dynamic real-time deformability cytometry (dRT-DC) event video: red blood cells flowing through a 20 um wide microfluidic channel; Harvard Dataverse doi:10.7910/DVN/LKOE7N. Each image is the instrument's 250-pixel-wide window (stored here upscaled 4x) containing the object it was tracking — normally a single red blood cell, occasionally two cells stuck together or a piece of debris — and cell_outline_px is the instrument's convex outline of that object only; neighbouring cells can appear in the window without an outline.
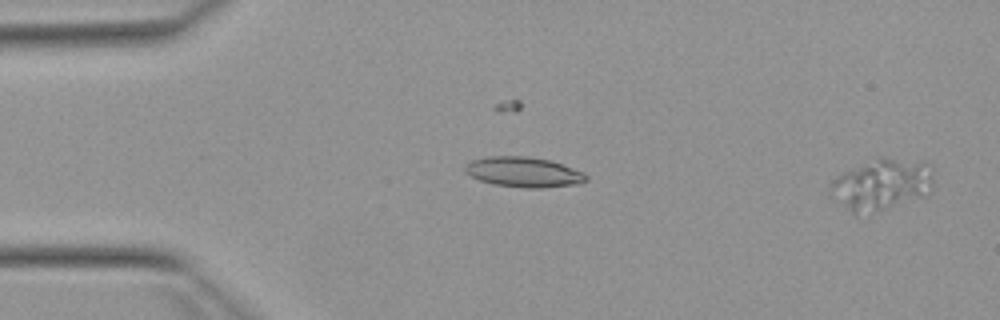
{"species": "Egyptian fruit bat (a non-hibernating species)", "species_latin": "Rousettus aegyptiacus", "temperature_condition": "warm", "stored_images_in_passage": 51, "segment_of_instrument_passage": [1, 2], "camera_frame_rate_fps": 3000, "um_per_image_px": 0.085, "animal": {"sex": "female"}, "frame": {"image": 1, "passage_image": 1, "time_ms": 0.0, "image_size_px": [1000, 320], "cell_outline_px": [[932, 192], [924, 196], [856, 216], [852, 212], [832, 188], [832, 184], [844, 172], [880, 156], [924, 160], [932, 164]], "centroid_in_image_um": [75.12, 15.6], "position_along_channel_um": 9.9, "area_um2": 29.82}}
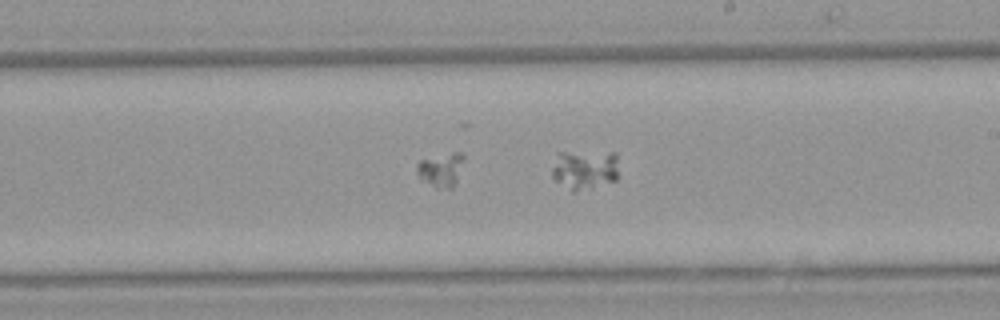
{"frame": {"image": 2, "passage_image": 30, "time_ms": 9.667, "image_size_px": [1000, 320], "cell_outline_px": [[616, 180], [576, 192], [572, 192], [556, 180], [552, 176], [552, 168], [556, 152], [616, 152]], "centroid_in_image_um": [49.65, 14.4], "position_along_channel_um": 239.3, "area_um2": 15.43}}
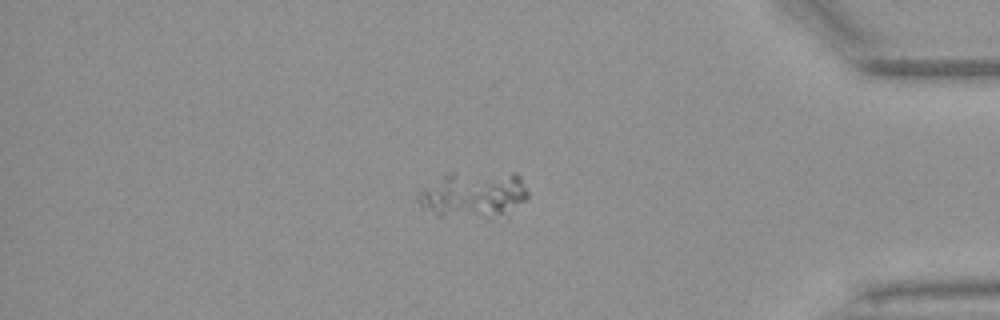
{"frame": {"image": 3, "passage_image": 44, "time_ms": 14.333, "image_size_px": [1000, 320], "cell_outline_px": [[528, 196], [508, 216], [476, 212], [468, 208], [472, 196], [488, 184], [512, 172], [516, 172], [520, 176], [528, 192]], "centroid_in_image_um": [42.52, 16.66], "position_along_channel_um": 392.7, "area_um2": 12.08}}